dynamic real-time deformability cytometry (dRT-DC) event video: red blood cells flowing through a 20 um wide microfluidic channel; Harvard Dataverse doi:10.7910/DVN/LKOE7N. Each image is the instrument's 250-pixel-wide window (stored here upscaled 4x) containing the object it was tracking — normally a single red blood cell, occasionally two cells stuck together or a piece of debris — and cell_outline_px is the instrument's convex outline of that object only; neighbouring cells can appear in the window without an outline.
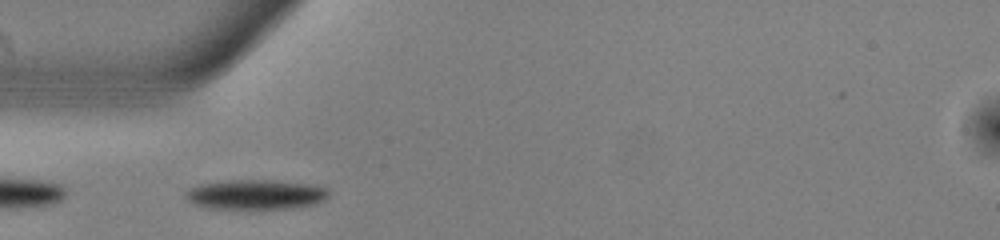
{"species": "common noctule bat (a hibernating species)", "species_latin": "Nyctalus noctula", "temperature_condition": "warm", "stored_images_in_passage": 23, "camera_frame_rate_fps": 3000, "um_per_image_px": 0.085, "animal": {"sex": "male", "body_mass_g": 13.0, "forearm_length_mm": 53.1}, "frame": {"image": 1, "passage_image": 1, "time_ms": 0.0, "image_size_px": [1000, 240], "cell_outline_px": [[328, 196], [324, 200], [316, 204], [292, 208], [248, 212], [204, 208], [192, 204], [184, 196], [184, 192], [200, 184], [232, 180], [272, 180], [308, 184], [324, 188], [328, 192]], "centroid_in_image_um": [21.66, 16.6], "position_along_channel_um": 63.3, "area_um2": 25.89}}
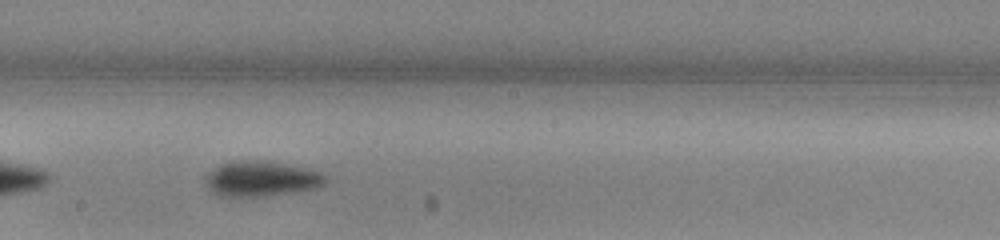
{"frame": {"image": 2, "passage_image": 14, "time_ms": 4.333, "image_size_px": [1000, 240], "cell_outline_px": [[328, 180], [324, 184], [316, 188], [296, 192], [264, 196], [220, 196], [212, 192], [204, 184], [204, 176], [212, 168], [228, 160], [272, 160], [312, 168], [324, 172], [328, 176]], "centroid_in_image_um": [22.24, 15.16], "position_along_channel_um": 226.0, "area_um2": 25.78}}
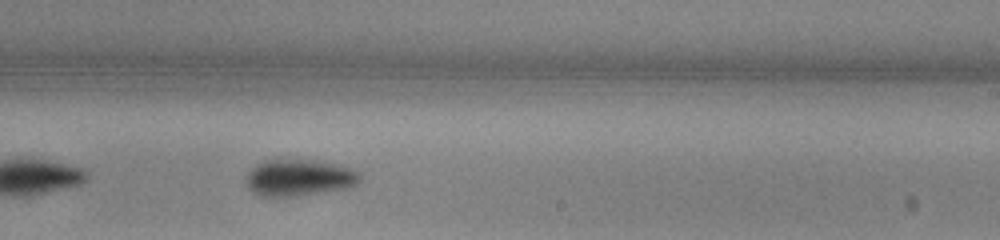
{"frame": {"image": 3, "passage_image": 17, "time_ms": 5.333, "image_size_px": [1000, 240], "cell_outline_px": [[360, 184], [352, 188], [300, 196], [256, 196], [248, 188], [244, 180], [244, 176], [260, 160], [276, 156], [288, 156], [324, 160], [344, 164], [356, 168], [360, 172]], "centroid_in_image_um": [25.45, 15.03], "position_along_channel_um": 263.5, "area_um2": 26.59}}